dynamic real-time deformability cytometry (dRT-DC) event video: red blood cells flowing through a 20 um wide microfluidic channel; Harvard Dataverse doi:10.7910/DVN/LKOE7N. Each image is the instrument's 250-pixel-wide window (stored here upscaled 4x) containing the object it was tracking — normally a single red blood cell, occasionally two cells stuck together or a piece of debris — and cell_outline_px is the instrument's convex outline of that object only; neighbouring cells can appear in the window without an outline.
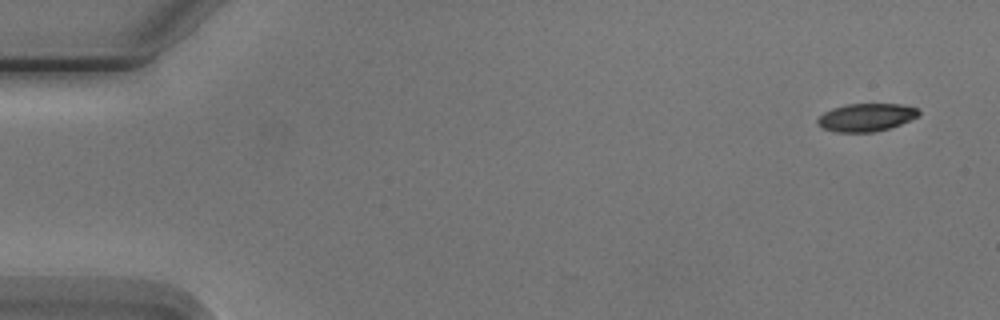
{"species": "Egyptian fruit bat (a non-hibernating species)", "species_latin": "Rousettus aegyptiacus", "temperature_condition": "cold", "stored_images_in_passage": 8, "camera_frame_rate_fps": 3000, "um_per_image_px": 0.085, "animal": {"sex": "male"}, "frame": {"image": 1, "passage_image": 1, "time_ms": 0.0, "image_size_px": [1000, 320], "cell_outline_px": [[920, 116], [900, 124], [888, 128], [872, 132], [836, 132], [824, 128], [816, 124], [816, 120], [824, 112], [832, 108], [848, 104], [900, 104], [916, 108], [920, 112]], "centroid_in_image_um": [73.61, 9.97], "position_along_channel_um": 11.4, "area_um2": 16.36}}
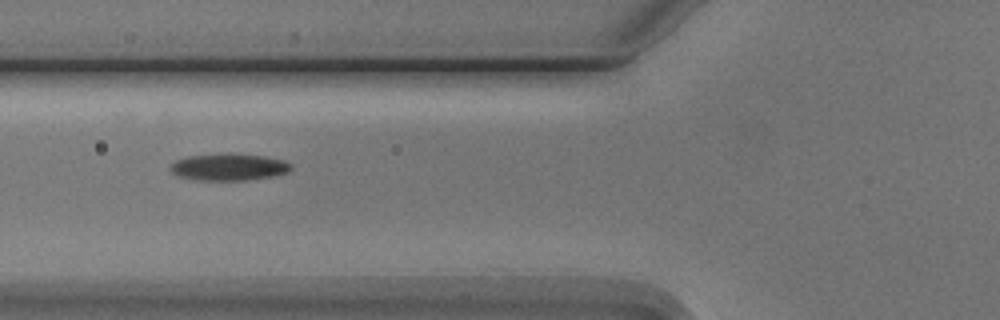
{"frame": {"image": 2, "passage_image": 6, "time_ms": 6.0, "image_size_px": [1000, 320], "cell_outline_px": [[292, 168], [288, 172], [276, 176], [248, 180], [196, 180], [176, 176], [168, 168], [176, 160], [188, 156], [264, 156], [284, 160], [292, 164]], "centroid_in_image_um": [19.47, 14.25], "position_along_channel_um": 106.3, "area_um2": 18.26}}
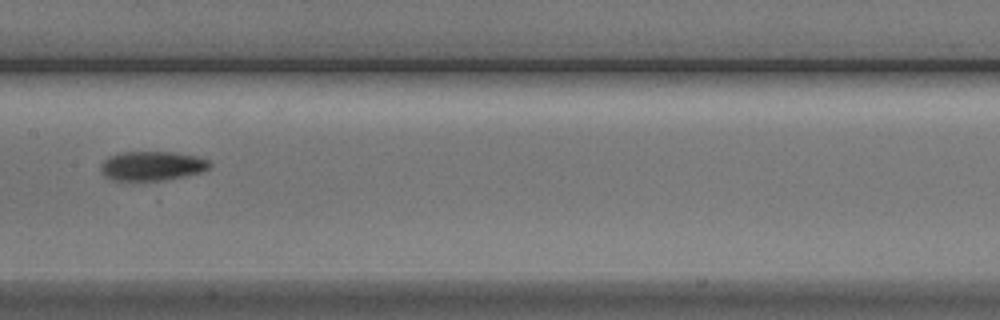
{"frame": {"image": 3, "passage_image": 8, "time_ms": 8.333, "image_size_px": [1000, 320], "cell_outline_px": [[212, 164], [204, 172], [188, 176], [164, 180], [112, 180], [104, 176], [100, 168], [104, 160], [112, 156], [124, 152], [168, 152], [196, 156], [208, 160]], "centroid_in_image_um": [12.96, 14.11], "position_along_channel_um": 194.4, "area_um2": 18.5}}